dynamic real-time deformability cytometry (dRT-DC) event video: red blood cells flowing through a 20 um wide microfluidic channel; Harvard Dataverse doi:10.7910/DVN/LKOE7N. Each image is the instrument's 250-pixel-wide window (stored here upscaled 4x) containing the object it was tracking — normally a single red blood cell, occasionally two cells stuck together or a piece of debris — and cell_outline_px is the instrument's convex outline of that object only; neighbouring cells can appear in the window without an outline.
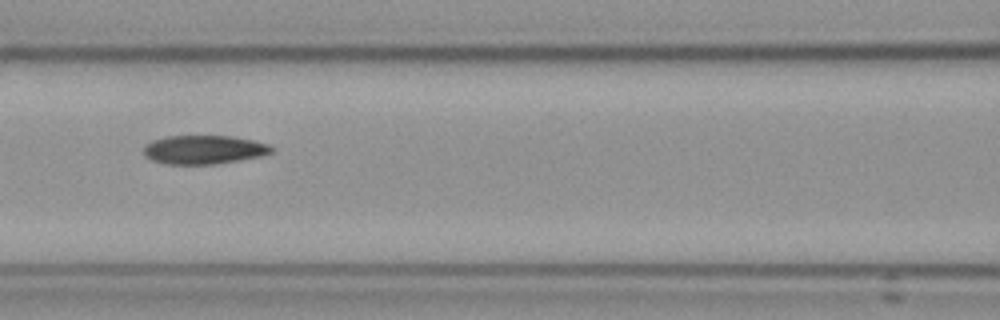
{"species": "Egyptian fruit bat (a non-hibernating species)", "species_latin": "Rousettus aegyptiacus", "temperature_condition": "cold", "stored_images_in_passage": 15, "camera_frame_rate_fps": 3000, "um_per_image_px": 0.085, "frame": {"image": 1, "passage_image": 7, "time_ms": 7.667, "image_size_px": [1000, 320], "cell_outline_px": [[276, 148], [272, 152], [260, 156], [212, 164], [168, 164], [152, 160], [144, 152], [144, 144], [152, 140], [168, 136], [232, 136], [252, 140], [268, 144]], "centroid_in_image_um": [17.34, 12.71], "position_along_channel_um": 149.3, "area_um2": 21.21}}
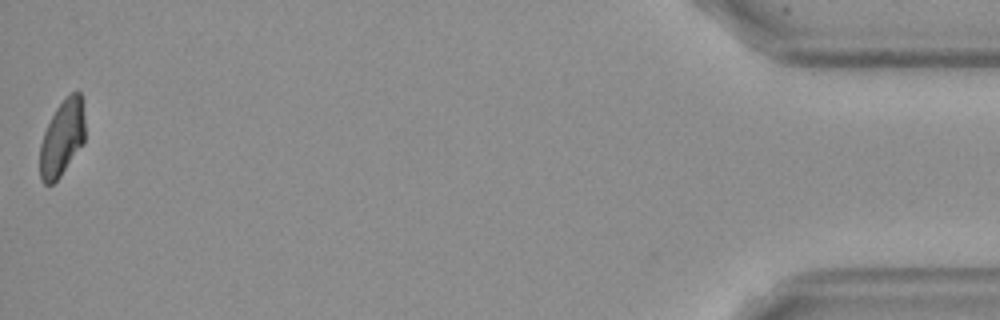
{"frame": {"image": 2, "passage_image": 15, "time_ms": 18.0, "image_size_px": [1000, 320], "cell_outline_px": [[84, 144], [60, 176], [52, 184], [44, 184], [40, 180], [40, 144], [44, 132], [56, 108], [72, 92], [80, 92], [84, 116]], "centroid_in_image_um": [5.27, 11.77], "position_along_channel_um": 429.9, "area_um2": 19.77}, "authors_computed_cell_mechanics": {"area_um2": 21.3282, "velocity_mm_per_s": 3.542, "shape_relaxation_time_tau1_ms": null, "shape_relaxation_time_tau2_ms": 9.6576, "deformation_change_tau1": null, "deformation_change_tau2": 0.1393}}